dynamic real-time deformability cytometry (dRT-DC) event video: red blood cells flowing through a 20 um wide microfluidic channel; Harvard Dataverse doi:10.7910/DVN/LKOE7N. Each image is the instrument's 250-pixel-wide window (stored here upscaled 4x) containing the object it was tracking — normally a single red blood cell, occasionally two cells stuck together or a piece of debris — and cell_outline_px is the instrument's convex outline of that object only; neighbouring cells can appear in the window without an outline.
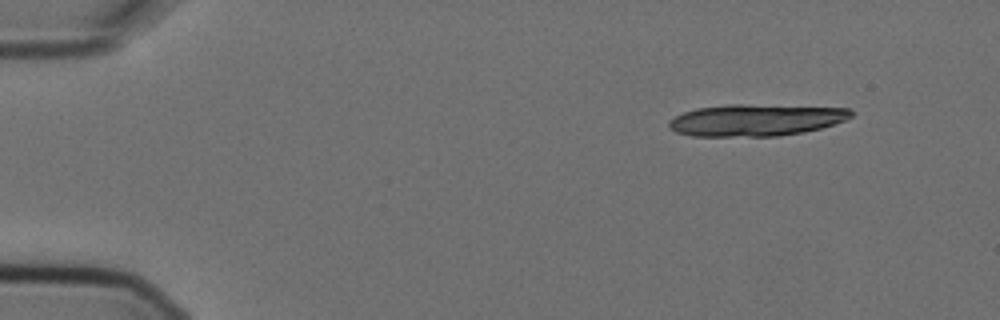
{"species": "Egyptian fruit bat (a non-hibernating species)", "species_latin": "Rousettus aegyptiacus", "temperature_condition": "cold", "stored_images_in_passage": 6, "camera_frame_rate_fps": 3000, "um_per_image_px": 0.085, "animal": {"sex": "female"}, "frame": {"image": 1, "passage_image": 1, "time_ms": 0.0, "image_size_px": [1000, 320], "cell_outline_px": [[852, 116], [844, 120], [820, 128], [804, 132], [780, 136], [692, 136], [676, 132], [668, 128], [668, 120], [684, 112], [696, 108], [724, 104], [744, 104], [848, 108], [852, 112]], "centroid_in_image_um": [64.19, 10.2], "position_along_channel_um": 20.8, "area_um2": 33.81}}
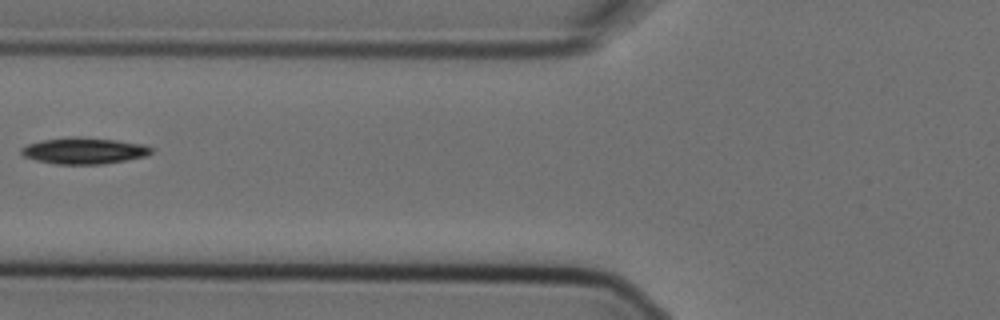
{"frame": {"image": 2, "passage_image": 5, "time_ms": 1.333, "image_size_px": [1000, 320], "cell_outline_px": [[152, 152], [144, 156], [124, 160], [100, 164], [56, 164], [36, 160], [24, 156], [20, 152], [20, 148], [28, 144], [44, 140], [68, 136], [80, 136], [116, 140], [144, 144], [152, 148]], "centroid_in_image_um": [7.11, 12.8], "position_along_channel_um": 118.7, "area_um2": 19.88}}
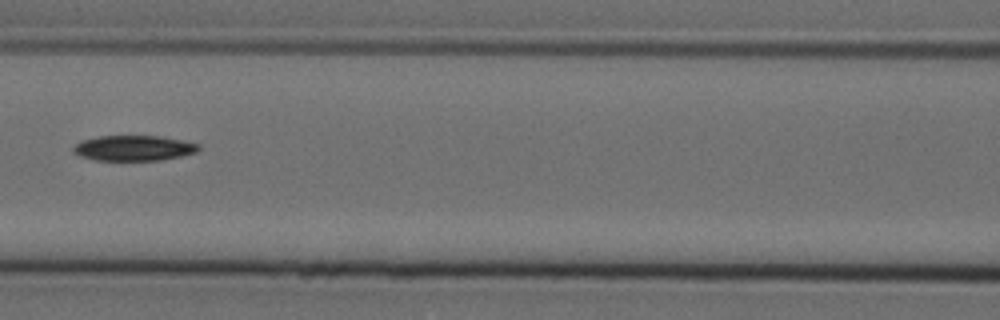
{"frame": {"image": 3, "passage_image": 6, "time_ms": 1.667, "image_size_px": [1000, 320], "cell_outline_px": [[200, 148], [196, 152], [180, 156], [160, 160], [96, 160], [80, 156], [72, 152], [72, 148], [76, 144], [84, 140], [100, 136], [160, 136], [200, 144]], "centroid_in_image_um": [11.36, 12.59], "position_along_channel_um": 155.2, "area_um2": 18.32}}